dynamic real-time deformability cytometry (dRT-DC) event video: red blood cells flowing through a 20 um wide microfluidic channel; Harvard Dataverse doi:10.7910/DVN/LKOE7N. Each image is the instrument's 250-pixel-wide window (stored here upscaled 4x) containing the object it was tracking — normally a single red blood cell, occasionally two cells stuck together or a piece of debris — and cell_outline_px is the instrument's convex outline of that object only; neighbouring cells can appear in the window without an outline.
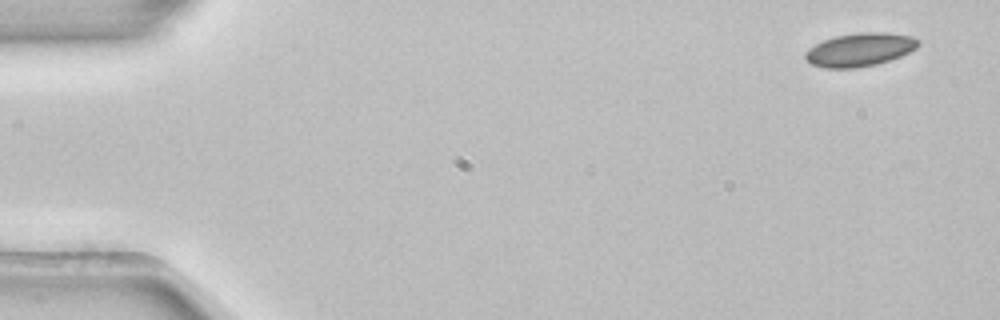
{"species": "common noctule bat (a hibernating species)", "species_latin": "Nyctalus noctula", "temperature_condition": "room temperature", "stored_images_in_passage": 4, "camera_frame_rate_fps": 3000, "um_per_image_px": 0.085, "animal": {"sex": "female", "body_mass_g": 22.7, "forearm_length_mm": 54.2}, "frame": {"image": 1, "passage_image": 1, "time_ms": 0.0, "image_size_px": [1000, 320], "cell_outline_px": [[920, 44], [916, 48], [900, 56], [876, 64], [856, 68], [824, 68], [812, 64], [804, 56], [804, 52], [808, 48], [824, 40], [836, 36], [860, 32], [888, 32], [912, 36], [920, 40]], "centroid_in_image_um": [73.09, 4.21], "position_along_channel_um": 11.9, "area_um2": 21.91}}
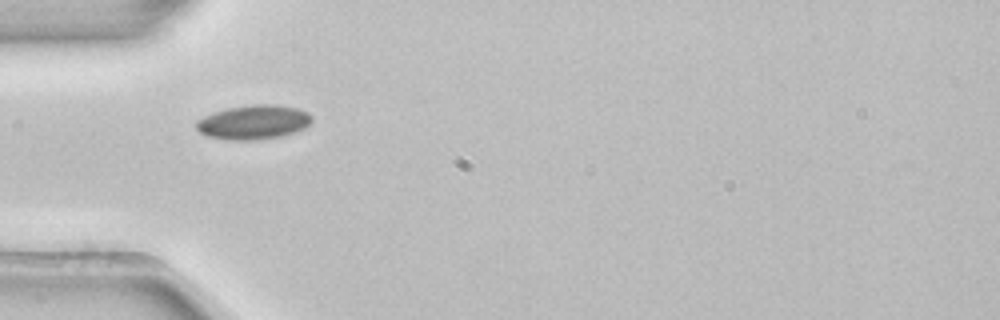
{"frame": {"image": 2, "passage_image": 4, "time_ms": 1.0, "image_size_px": [1000, 320], "cell_outline_px": [[312, 120], [304, 128], [280, 136], [252, 140], [228, 140], [208, 136], [200, 132], [196, 128], [196, 120], [212, 112], [228, 108], [256, 104], [276, 104], [296, 108], [308, 112], [312, 116]], "centroid_in_image_um": [21.52, 10.37], "position_along_channel_um": 63.5, "area_um2": 22.95}}